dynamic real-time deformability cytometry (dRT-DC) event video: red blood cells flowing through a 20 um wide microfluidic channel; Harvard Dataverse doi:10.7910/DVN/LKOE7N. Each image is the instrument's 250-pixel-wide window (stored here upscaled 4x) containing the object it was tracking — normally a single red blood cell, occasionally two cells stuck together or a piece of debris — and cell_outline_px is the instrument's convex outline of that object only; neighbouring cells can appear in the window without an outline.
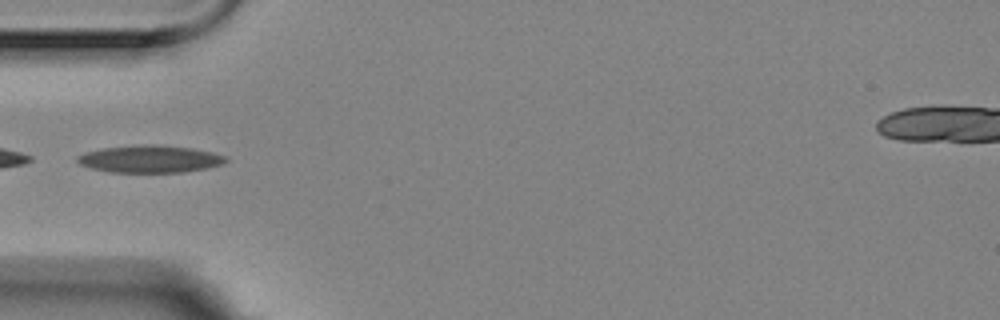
{"species": "Egyptian fruit bat (a non-hibernating species)", "species_latin": "Rousettus aegyptiacus", "temperature_condition": "room temperature", "stored_images_in_passage": 13, "camera_frame_rate_fps": 3000, "um_per_image_px": 0.085, "animal": {"sex": "female"}, "frame": {"image": 1, "passage_image": 4, "time_ms": 1.0, "image_size_px": [1000, 320], "cell_outline_px": [[228, 160], [224, 164], [208, 168], [184, 172], [108, 172], [92, 168], [80, 164], [76, 160], [76, 156], [88, 152], [104, 148], [144, 144], [152, 144], [192, 148], [212, 152], [224, 156]], "centroid_in_image_um": [12.77, 13.52], "position_along_channel_um": 72.2, "area_um2": 23.52}}
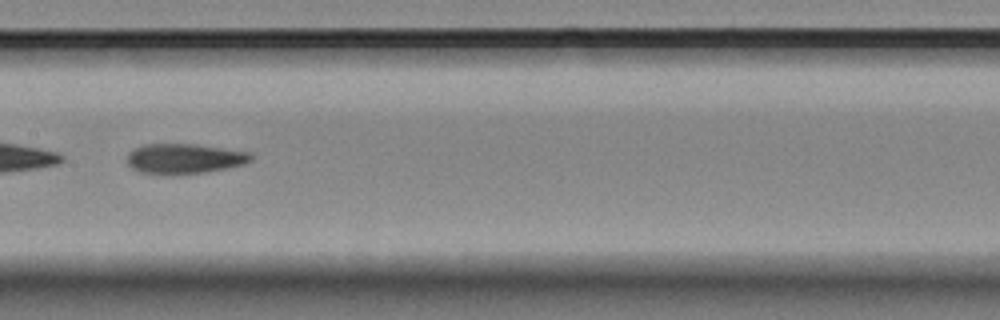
{"frame": {"image": 2, "passage_image": 7, "time_ms": 2.0, "image_size_px": [1000, 320], "cell_outline_px": [[252, 160], [244, 164], [204, 172], [140, 172], [132, 168], [128, 164], [128, 152], [132, 148], [144, 144], [196, 144], [248, 152], [252, 156]], "centroid_in_image_um": [15.65, 13.44], "position_along_channel_um": 191.7, "area_um2": 20.92}}
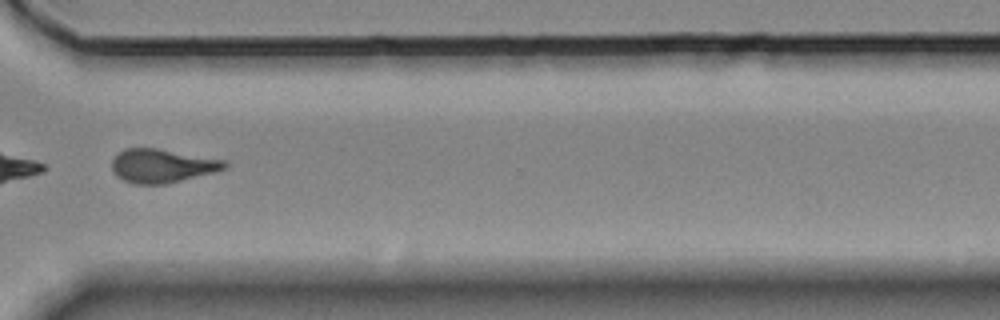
{"frame": {"image": 3, "passage_image": 11, "time_ms": 3.333, "image_size_px": [1000, 320], "cell_outline_px": [[228, 168], [168, 184], [132, 184], [116, 176], [112, 168], [112, 160], [124, 148], [156, 148], [224, 160], [228, 164]], "centroid_in_image_um": [13.77, 14.1], "position_along_channel_um": 356.8, "area_um2": 22.02}}